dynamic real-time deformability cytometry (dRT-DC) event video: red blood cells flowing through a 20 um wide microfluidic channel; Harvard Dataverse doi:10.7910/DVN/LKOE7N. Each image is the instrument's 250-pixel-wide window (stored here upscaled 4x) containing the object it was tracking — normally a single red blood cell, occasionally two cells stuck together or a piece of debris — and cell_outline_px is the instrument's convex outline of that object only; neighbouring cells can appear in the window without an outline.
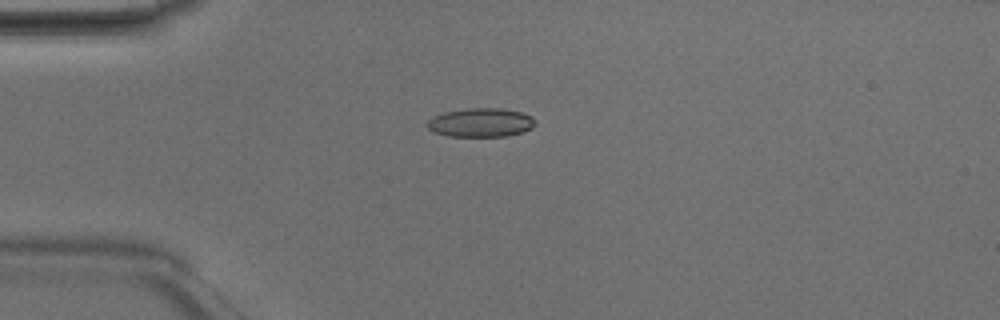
{"species": "Egyptian fruit bat (a non-hibernating species)", "species_latin": "Rousettus aegyptiacus", "temperature_condition": "room temperature", "stored_images_in_passage": 5, "camera_frame_rate_fps": 3000, "um_per_image_px": 0.085, "animal": {"sex": "male"}, "frame": {"image": 1, "passage_image": 3, "time_ms": 0.667, "image_size_px": [1000, 320], "cell_outline_px": [[536, 124], [532, 128], [508, 136], [448, 136], [432, 132], [428, 128], [428, 120], [432, 116], [444, 112], [468, 108], [500, 108], [520, 112], [532, 116], [536, 120]], "centroid_in_image_um": [40.86, 10.41], "position_along_channel_um": 44.1, "area_um2": 18.21}}